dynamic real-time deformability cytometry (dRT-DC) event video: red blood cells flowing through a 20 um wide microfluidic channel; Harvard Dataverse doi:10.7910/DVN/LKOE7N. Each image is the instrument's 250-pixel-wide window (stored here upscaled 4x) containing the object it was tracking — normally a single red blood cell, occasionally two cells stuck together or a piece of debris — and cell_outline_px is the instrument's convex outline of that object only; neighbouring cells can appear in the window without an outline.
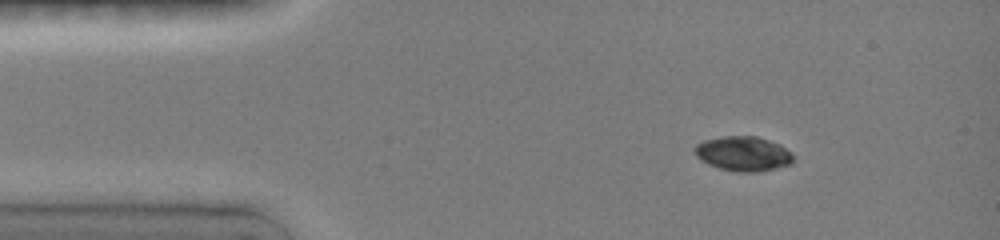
{"species": "common noctule bat (a hibernating species)", "species_latin": "Nyctalus noctula", "temperature_condition": "room temperature", "stored_images_in_passage": 9, "camera_frame_rate_fps": 3000, "um_per_image_px": 0.085, "animal": {"sex": "female", "body_mass_g": 19.0, "forearm_length_mm": 51.5}, "frame": {"image": 1, "passage_image": 2, "time_ms": 1.0, "image_size_px": [1000, 240], "cell_outline_px": [[792, 164], [776, 168], [756, 172], [736, 172], [720, 168], [708, 164], [700, 160], [696, 156], [692, 148], [696, 144], [704, 140], [724, 136], [756, 136], [780, 144], [792, 156]], "centroid_in_image_um": [63.12, 13.06], "position_along_channel_um": 21.9, "area_um2": 19.88}}
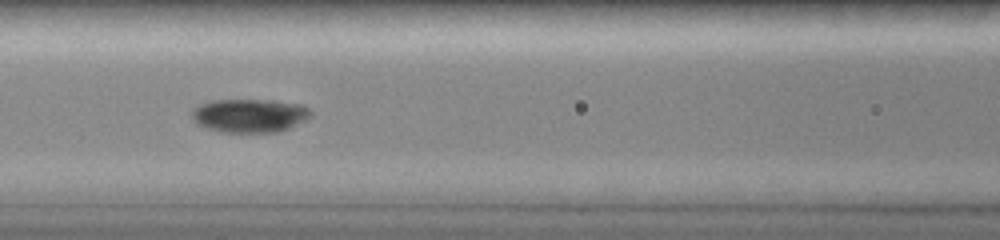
{"frame": {"image": 2, "passage_image": 7, "time_ms": 5.667, "image_size_px": [1000, 240], "cell_outline_px": [[312, 116], [308, 120], [288, 128], [276, 132], [220, 132], [196, 124], [192, 120], [192, 108], [200, 104], [216, 100], [272, 100], [300, 104], [308, 108], [312, 112]], "centroid_in_image_um": [21.22, 9.82], "position_along_channel_um": 145.4, "area_um2": 23.41}}